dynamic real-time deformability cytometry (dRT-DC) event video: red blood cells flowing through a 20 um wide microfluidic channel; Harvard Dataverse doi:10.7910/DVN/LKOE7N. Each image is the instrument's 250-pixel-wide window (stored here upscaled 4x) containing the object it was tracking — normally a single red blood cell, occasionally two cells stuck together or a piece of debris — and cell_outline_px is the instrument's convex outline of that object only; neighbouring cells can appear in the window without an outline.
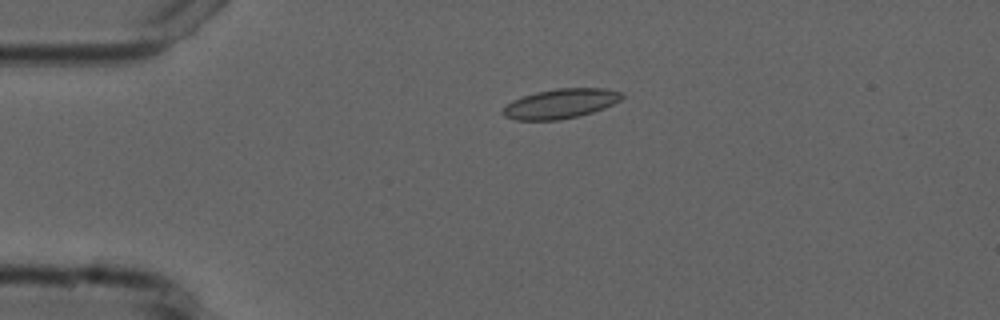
{"species": "common noctule bat (a hibernating species)", "species_latin": "Nyctalus noctula", "temperature_condition": "cold", "stored_images_in_passage": 3, "camera_frame_rate_fps": 3000, "um_per_image_px": 0.085, "animal": {"sex": "male", "forearm_length_mm": 52.5}, "frame": {"image": 1, "passage_image": 1, "time_ms": 0.0, "image_size_px": [1000, 320], "cell_outline_px": [[624, 96], [620, 100], [604, 108], [580, 116], [560, 120], [516, 120], [504, 116], [500, 112], [512, 100], [536, 92], [556, 88], [604, 88], [624, 92]], "centroid_in_image_um": [47.66, 8.81], "position_along_channel_um": 37.3, "area_um2": 20.63}}
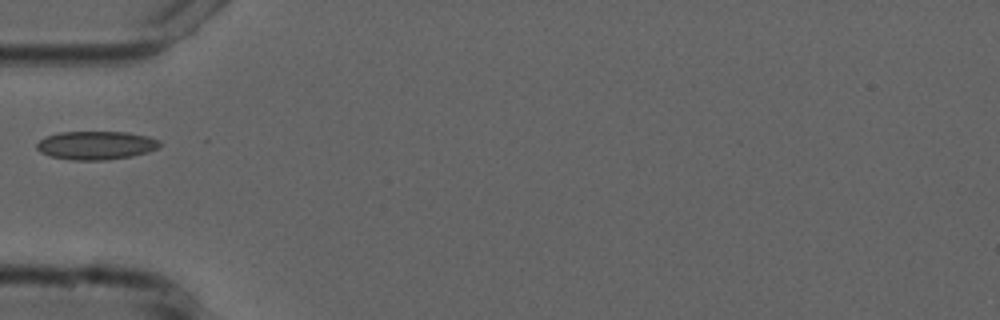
{"frame": {"image": 2, "passage_image": 3, "time_ms": 2.0, "image_size_px": [1000, 320], "cell_outline_px": [[160, 148], [148, 152], [132, 156], [108, 160], [72, 160], [52, 156], [40, 152], [36, 148], [36, 144], [44, 136], [60, 132], [128, 132], [148, 136], [160, 140]], "centroid_in_image_um": [8.18, 12.35], "position_along_channel_um": 76.8, "area_um2": 20.58}}